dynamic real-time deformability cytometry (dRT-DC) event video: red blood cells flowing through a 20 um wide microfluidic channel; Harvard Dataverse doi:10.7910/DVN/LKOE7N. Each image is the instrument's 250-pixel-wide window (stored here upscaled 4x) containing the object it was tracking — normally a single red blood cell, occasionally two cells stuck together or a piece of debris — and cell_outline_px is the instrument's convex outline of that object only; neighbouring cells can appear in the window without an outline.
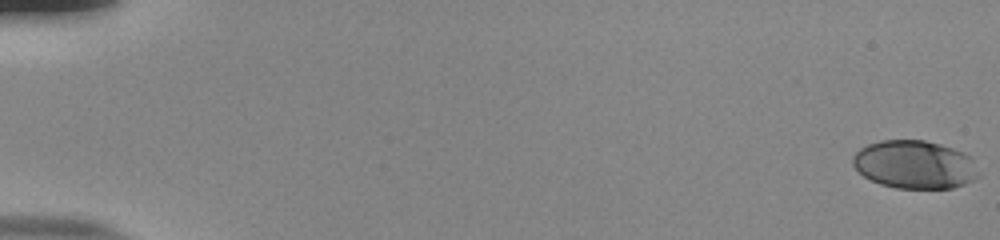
{"species": "human", "species_latin": "Homo sapiens", "temperature_condition": "room temperature", "stored_images_in_passage": 55, "camera_frame_rate_fps": 3000, "um_per_image_px": 0.085, "donor": {"sex": "male"}, "frame": {"image": 1, "passage_image": 1, "time_ms": 0.0, "image_size_px": [1000, 240], "cell_outline_px": [[980, 176], [964, 184], [952, 188], [896, 188], [880, 184], [864, 176], [852, 164], [852, 156], [860, 148], [868, 144], [880, 140], [924, 140], [940, 144], [964, 152], [972, 156]], "centroid_in_image_um": [77.76, 13.98], "position_along_channel_um": 7.2, "area_um2": 35.43}}
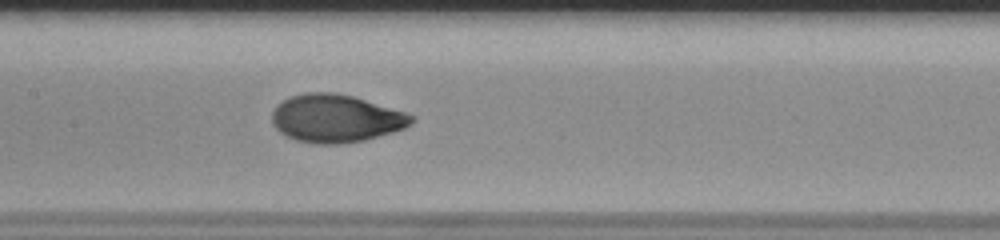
{"frame": {"image": 2, "passage_image": 29, "time_ms": 9.333, "image_size_px": [1000, 240], "cell_outline_px": [[416, 120], [412, 124], [404, 128], [392, 132], [364, 140], [340, 144], [316, 144], [296, 140], [280, 132], [272, 124], [272, 112], [284, 100], [292, 96], [304, 92], [336, 92], [352, 96], [404, 112], [416, 116]], "centroid_in_image_um": [28.56, 10.07], "position_along_channel_um": 178.8, "area_um2": 38.73}}
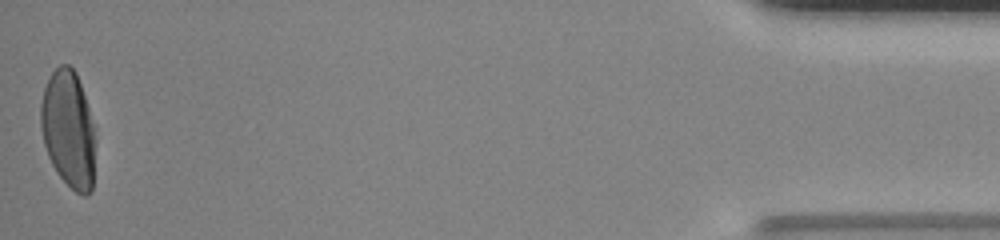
{"frame": {"image": 3, "passage_image": 55, "time_ms": 18.0, "image_size_px": [1000, 240], "cell_outline_px": [[96, 144], [92, 192], [88, 196], [84, 196], [76, 192], [56, 172], [48, 156], [44, 144], [40, 124], [40, 104], [44, 88], [52, 72], [60, 64], [68, 64], [76, 72], [88, 108], [96, 140]], "centroid_in_image_um": [5.82, 11.02], "position_along_channel_um": 429.4, "area_um2": 37.4}, "authors_computed_cell_mechanics": {"area_um2": 37.281, "velocity_mm_per_s": 3.8504, "shape_relaxation_time_tau1_ms": 3.8079, "shape_relaxation_time_tau2_ms": null, "deformation_change_tau1": 0.1931, "deformation_change_tau2": null}}